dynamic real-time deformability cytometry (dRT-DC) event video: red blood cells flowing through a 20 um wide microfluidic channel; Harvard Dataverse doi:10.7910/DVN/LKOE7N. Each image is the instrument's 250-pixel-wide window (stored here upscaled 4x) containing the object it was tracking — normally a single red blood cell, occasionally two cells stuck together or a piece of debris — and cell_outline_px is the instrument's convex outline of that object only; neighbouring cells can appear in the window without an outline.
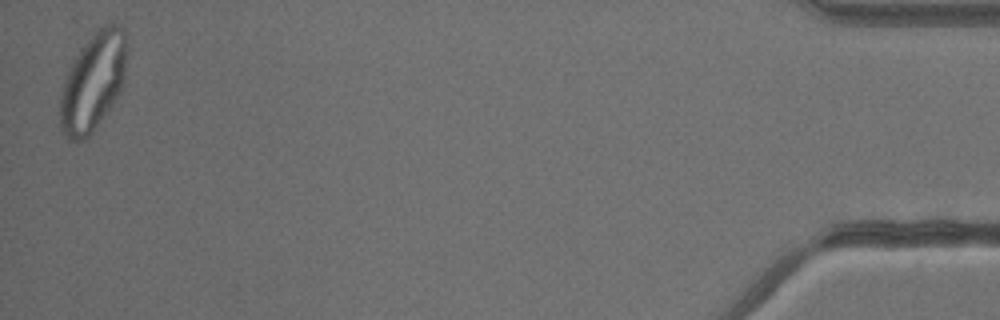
{"species": "common noctule bat (a hibernating species)", "species_latin": "Nyctalus noctula", "temperature_condition": "warm", "stored_images_in_passage": 33, "camera_frame_rate_fps": 3000, "um_per_image_px": 0.085, "animal": {"sex": "male", "body_mass_g": 13.3}, "frame": {"image": 1, "passage_image": 33, "time_ms": 10.667, "image_size_px": [1000, 320], "cell_outline_px": [[128, 48], [124, 80], [120, 92], [112, 104], [92, 132], [88, 136], [80, 140], [68, 140], [60, 128], [60, 92], [64, 80], [72, 60], [80, 48], [100, 28], [108, 24], [112, 24], [124, 28]], "centroid_in_image_um": [7.91, 6.95], "position_along_channel_um": 427.3, "area_um2": 38.09}}